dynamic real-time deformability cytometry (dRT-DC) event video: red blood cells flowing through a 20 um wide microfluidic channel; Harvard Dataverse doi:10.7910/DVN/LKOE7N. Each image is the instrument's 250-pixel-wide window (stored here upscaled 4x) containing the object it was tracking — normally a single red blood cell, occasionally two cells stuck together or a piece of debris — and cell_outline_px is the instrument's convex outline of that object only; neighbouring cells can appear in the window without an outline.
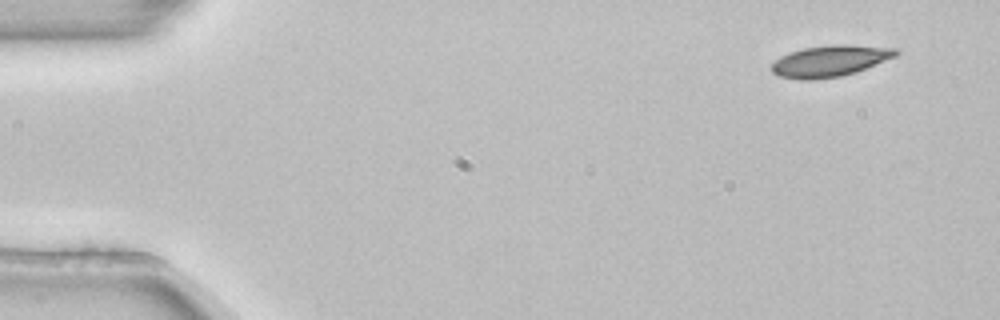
{"species": "common noctule bat (a hibernating species)", "species_latin": "Nyctalus noctula", "temperature_condition": "room temperature", "stored_images_in_passage": 4, "camera_frame_rate_fps": 3000, "um_per_image_px": 0.085, "animal": {"sex": "female", "body_mass_g": 22.7, "forearm_length_mm": 54.2}, "frame": {"image": 1, "passage_image": 1, "time_ms": 0.0, "image_size_px": [1000, 320], "cell_outline_px": [[900, 52], [896, 56], [856, 72], [840, 76], [812, 80], [800, 80], [780, 76], [772, 72], [772, 64], [780, 56], [788, 52], [804, 48], [832, 44], [848, 44], [896, 48]], "centroid_in_image_um": [70.55, 5.17], "position_along_channel_um": 14.5, "area_um2": 22.72}}
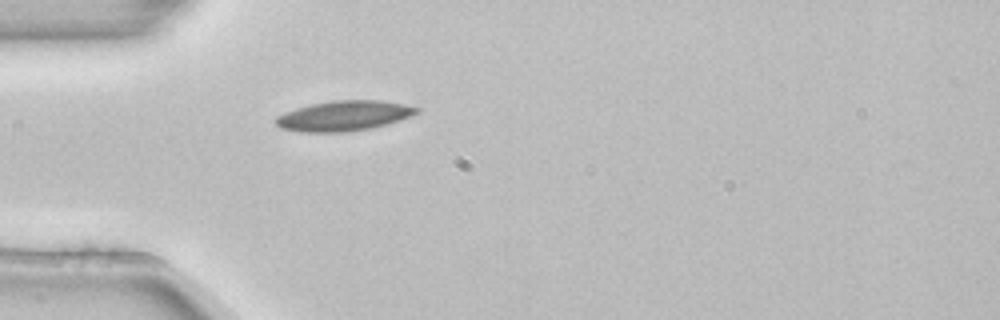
{"frame": {"image": 2, "passage_image": 4, "time_ms": 1.0, "image_size_px": [1000, 320], "cell_outline_px": [[420, 112], [400, 120], [372, 128], [348, 132], [300, 132], [280, 128], [272, 120], [276, 116], [284, 112], [296, 108], [312, 104], [332, 100], [384, 100], [404, 104], [420, 108]], "centroid_in_image_um": [29.21, 9.84], "position_along_channel_um": 55.8, "area_um2": 25.03}}